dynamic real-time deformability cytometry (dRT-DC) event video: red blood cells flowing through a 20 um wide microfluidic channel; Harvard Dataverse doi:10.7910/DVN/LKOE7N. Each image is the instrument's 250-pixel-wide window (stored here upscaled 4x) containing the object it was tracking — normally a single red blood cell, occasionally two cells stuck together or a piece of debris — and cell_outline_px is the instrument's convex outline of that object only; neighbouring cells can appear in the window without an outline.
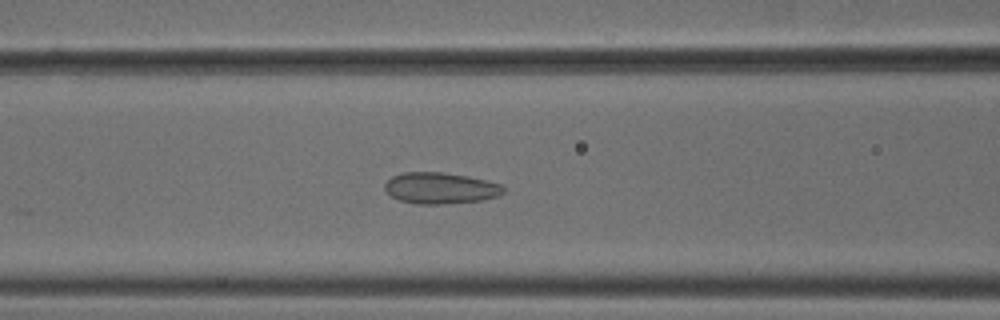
{"species": "common noctule bat (a hibernating species)", "species_latin": "Nyctalus noctula", "temperature_condition": "cold", "stored_images_in_passage": 22, "camera_frame_rate_fps": 3000, "um_per_image_px": 0.085, "animal": {"sex": "male", "body_mass_g": 18.8}, "frame": {"image": 1, "passage_image": 9, "time_ms": 2.667, "image_size_px": [1000, 320], "cell_outline_px": [[504, 192], [496, 196], [480, 200], [444, 204], [416, 204], [400, 200], [392, 196], [384, 188], [384, 184], [392, 176], [404, 172], [444, 172], [468, 176], [500, 184], [504, 188]], "centroid_in_image_um": [37.4, 15.98], "position_along_channel_um": 129.2, "area_um2": 21.44}}
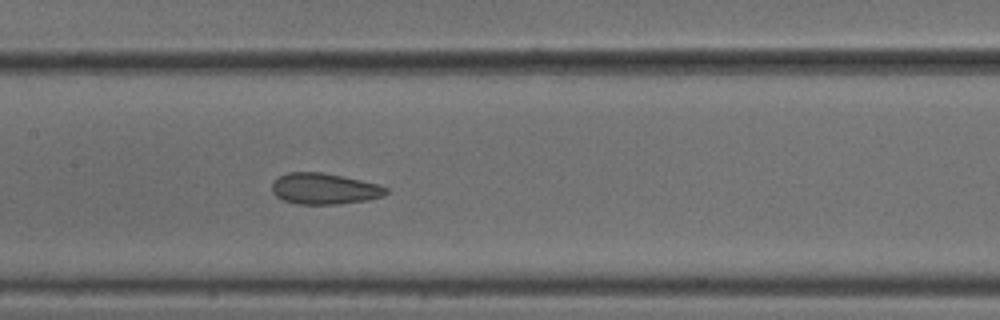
{"frame": {"image": 2, "passage_image": 13, "time_ms": 4.0, "image_size_px": [1000, 320], "cell_outline_px": [[388, 192], [384, 196], [368, 200], [340, 204], [300, 204], [284, 200], [276, 196], [272, 192], [272, 180], [288, 172], [320, 172], [344, 176], [380, 184], [388, 188]], "centroid_in_image_um": [27.6, 16.04], "position_along_channel_um": 179.8, "area_um2": 20.87}}
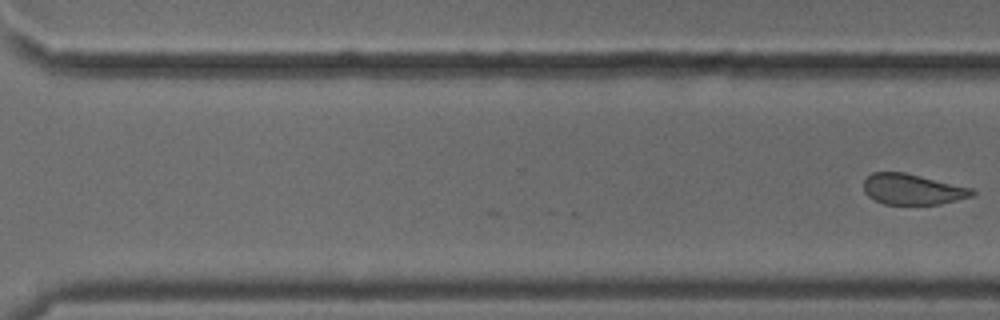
{"frame": {"image": 3, "passage_image": 22, "time_ms": 7.0, "image_size_px": [1000, 320], "cell_outline_px": [[976, 192], [972, 196], [940, 204], [884, 204], [868, 196], [864, 192], [864, 180], [872, 172], [904, 172], [972, 188]], "centroid_in_image_um": [77.55, 16.09], "position_along_channel_um": 293.1, "area_um2": 19.25}}